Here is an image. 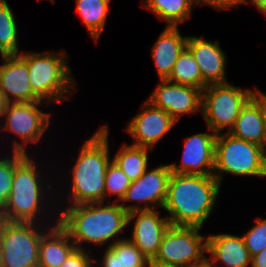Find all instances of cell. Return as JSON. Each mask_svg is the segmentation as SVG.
Returning a JSON list of instances; mask_svg holds the SVG:
<instances>
[{"mask_svg":"<svg viewBox=\"0 0 266 267\" xmlns=\"http://www.w3.org/2000/svg\"><path fill=\"white\" fill-rule=\"evenodd\" d=\"M33 157V154L30 155L15 152V170L12 188L6 204L0 210V219L7 221L35 222L40 224H56L58 222L56 211L58 210H55L57 208L55 207V204L56 202L59 203L62 199V197H60L61 195L58 196L62 185L59 186V190L58 188H55L52 185L55 183H51L48 174H45L47 173V170L44 172L42 170L44 167L40 166L42 164H38L37 157ZM56 190L58 194L54 193ZM53 199L59 200L54 201ZM48 203L50 205H48ZM50 207L55 209L49 211Z\"/></svg>","mask_w":266,"mask_h":267,"instance_id":"cell-1","label":"cell"},{"mask_svg":"<svg viewBox=\"0 0 266 267\" xmlns=\"http://www.w3.org/2000/svg\"><path fill=\"white\" fill-rule=\"evenodd\" d=\"M56 205L58 224L68 233L76 248L86 250V247H89L86 245L89 244L93 247L104 245L110 247L117 241L125 239L121 236L125 228L129 227L128 213L119 202L110 203L108 200V203L69 206L61 204L63 207L60 203Z\"/></svg>","mask_w":266,"mask_h":267,"instance_id":"cell-2","label":"cell"},{"mask_svg":"<svg viewBox=\"0 0 266 267\" xmlns=\"http://www.w3.org/2000/svg\"><path fill=\"white\" fill-rule=\"evenodd\" d=\"M108 126L102 125L85 140L73 162L74 165L68 170L70 182L66 180L64 185L70 188L67 187L69 190L63 193L67 206L105 202V176L112 160Z\"/></svg>","mask_w":266,"mask_h":267,"instance_id":"cell-3","label":"cell"},{"mask_svg":"<svg viewBox=\"0 0 266 267\" xmlns=\"http://www.w3.org/2000/svg\"><path fill=\"white\" fill-rule=\"evenodd\" d=\"M221 186L213 175L171 173L163 207L170 224L203 228L218 205Z\"/></svg>","mask_w":266,"mask_h":267,"instance_id":"cell-4","label":"cell"},{"mask_svg":"<svg viewBox=\"0 0 266 267\" xmlns=\"http://www.w3.org/2000/svg\"><path fill=\"white\" fill-rule=\"evenodd\" d=\"M44 51L28 53L22 50L19 54L27 62L33 93L50 105L70 100L78 86L66 50Z\"/></svg>","mask_w":266,"mask_h":267,"instance_id":"cell-5","label":"cell"},{"mask_svg":"<svg viewBox=\"0 0 266 267\" xmlns=\"http://www.w3.org/2000/svg\"><path fill=\"white\" fill-rule=\"evenodd\" d=\"M42 105L48 107L50 104L44 101L8 102L0 119V131H6L12 136L15 134L14 137L17 139L11 140L13 144L10 150L31 155V152L27 150L29 145L39 144L44 138L48 127L52 125L50 118L52 115L50 112L42 111Z\"/></svg>","mask_w":266,"mask_h":267,"instance_id":"cell-6","label":"cell"},{"mask_svg":"<svg viewBox=\"0 0 266 267\" xmlns=\"http://www.w3.org/2000/svg\"><path fill=\"white\" fill-rule=\"evenodd\" d=\"M52 225L1 220L2 267H39L41 238Z\"/></svg>","mask_w":266,"mask_h":267,"instance_id":"cell-7","label":"cell"},{"mask_svg":"<svg viewBox=\"0 0 266 267\" xmlns=\"http://www.w3.org/2000/svg\"><path fill=\"white\" fill-rule=\"evenodd\" d=\"M262 177V146L223 132L216 135L213 176L221 183L225 174Z\"/></svg>","mask_w":266,"mask_h":267,"instance_id":"cell-8","label":"cell"},{"mask_svg":"<svg viewBox=\"0 0 266 267\" xmlns=\"http://www.w3.org/2000/svg\"><path fill=\"white\" fill-rule=\"evenodd\" d=\"M258 91V88L243 89L233 84L209 85L202 91L201 114L207 128L214 133H223L234 127L241 108Z\"/></svg>","mask_w":266,"mask_h":267,"instance_id":"cell-9","label":"cell"},{"mask_svg":"<svg viewBox=\"0 0 266 267\" xmlns=\"http://www.w3.org/2000/svg\"><path fill=\"white\" fill-rule=\"evenodd\" d=\"M200 227L170 225L150 263L167 266L196 267L206 263L207 236Z\"/></svg>","mask_w":266,"mask_h":267,"instance_id":"cell-10","label":"cell"},{"mask_svg":"<svg viewBox=\"0 0 266 267\" xmlns=\"http://www.w3.org/2000/svg\"><path fill=\"white\" fill-rule=\"evenodd\" d=\"M170 174L169 164H160L153 169L148 167L140 178L131 181V185L119 204L127 213L136 210L163 208L167 197ZM129 201L130 204H127L126 202Z\"/></svg>","mask_w":266,"mask_h":267,"instance_id":"cell-11","label":"cell"},{"mask_svg":"<svg viewBox=\"0 0 266 267\" xmlns=\"http://www.w3.org/2000/svg\"><path fill=\"white\" fill-rule=\"evenodd\" d=\"M146 100L165 110L178 123L186 114L201 113L202 91L193 86L160 79Z\"/></svg>","mask_w":266,"mask_h":267,"instance_id":"cell-12","label":"cell"},{"mask_svg":"<svg viewBox=\"0 0 266 267\" xmlns=\"http://www.w3.org/2000/svg\"><path fill=\"white\" fill-rule=\"evenodd\" d=\"M141 111L129 121L126 132L131 136L132 145L153 149L177 122L163 109L145 100Z\"/></svg>","mask_w":266,"mask_h":267,"instance_id":"cell-13","label":"cell"},{"mask_svg":"<svg viewBox=\"0 0 266 267\" xmlns=\"http://www.w3.org/2000/svg\"><path fill=\"white\" fill-rule=\"evenodd\" d=\"M191 134L185 138L181 163H170L171 173L208 176L214 174L216 133Z\"/></svg>","mask_w":266,"mask_h":267,"instance_id":"cell-14","label":"cell"},{"mask_svg":"<svg viewBox=\"0 0 266 267\" xmlns=\"http://www.w3.org/2000/svg\"><path fill=\"white\" fill-rule=\"evenodd\" d=\"M160 213L158 208L128 213V225L133 226L129 239L150 261L157 254L163 235L171 225L168 217Z\"/></svg>","mask_w":266,"mask_h":267,"instance_id":"cell-15","label":"cell"},{"mask_svg":"<svg viewBox=\"0 0 266 267\" xmlns=\"http://www.w3.org/2000/svg\"><path fill=\"white\" fill-rule=\"evenodd\" d=\"M187 48L193 54L199 66L203 80V90L209 85L229 83L226 75L227 58L219 40H207L204 37L188 36Z\"/></svg>","mask_w":266,"mask_h":267,"instance_id":"cell-16","label":"cell"},{"mask_svg":"<svg viewBox=\"0 0 266 267\" xmlns=\"http://www.w3.org/2000/svg\"><path fill=\"white\" fill-rule=\"evenodd\" d=\"M0 89L8 102H39L30 84L27 62L20 55L1 56Z\"/></svg>","mask_w":266,"mask_h":267,"instance_id":"cell-17","label":"cell"},{"mask_svg":"<svg viewBox=\"0 0 266 267\" xmlns=\"http://www.w3.org/2000/svg\"><path fill=\"white\" fill-rule=\"evenodd\" d=\"M206 264H218L225 267H251V256L245 246L242 235L228 233L209 234L207 236Z\"/></svg>","mask_w":266,"mask_h":267,"instance_id":"cell-18","label":"cell"},{"mask_svg":"<svg viewBox=\"0 0 266 267\" xmlns=\"http://www.w3.org/2000/svg\"><path fill=\"white\" fill-rule=\"evenodd\" d=\"M188 36H182L179 26H167L158 36L151 49L156 72L160 79H167L175 62L187 47Z\"/></svg>","mask_w":266,"mask_h":267,"instance_id":"cell-19","label":"cell"},{"mask_svg":"<svg viewBox=\"0 0 266 267\" xmlns=\"http://www.w3.org/2000/svg\"><path fill=\"white\" fill-rule=\"evenodd\" d=\"M242 140L264 146L263 92L258 91L241 108L229 132Z\"/></svg>","mask_w":266,"mask_h":267,"instance_id":"cell-20","label":"cell"},{"mask_svg":"<svg viewBox=\"0 0 266 267\" xmlns=\"http://www.w3.org/2000/svg\"><path fill=\"white\" fill-rule=\"evenodd\" d=\"M75 248L68 233L57 222L42 235L39 267H60Z\"/></svg>","mask_w":266,"mask_h":267,"instance_id":"cell-21","label":"cell"},{"mask_svg":"<svg viewBox=\"0 0 266 267\" xmlns=\"http://www.w3.org/2000/svg\"><path fill=\"white\" fill-rule=\"evenodd\" d=\"M141 6L167 26H179L192 16L193 0H141Z\"/></svg>","mask_w":266,"mask_h":267,"instance_id":"cell-22","label":"cell"},{"mask_svg":"<svg viewBox=\"0 0 266 267\" xmlns=\"http://www.w3.org/2000/svg\"><path fill=\"white\" fill-rule=\"evenodd\" d=\"M149 148L123 143L113 154L112 161L127 175L131 181L140 178L149 167Z\"/></svg>","mask_w":266,"mask_h":267,"instance_id":"cell-23","label":"cell"},{"mask_svg":"<svg viewBox=\"0 0 266 267\" xmlns=\"http://www.w3.org/2000/svg\"><path fill=\"white\" fill-rule=\"evenodd\" d=\"M111 0H76V11L95 43L103 33Z\"/></svg>","mask_w":266,"mask_h":267,"instance_id":"cell-24","label":"cell"},{"mask_svg":"<svg viewBox=\"0 0 266 267\" xmlns=\"http://www.w3.org/2000/svg\"><path fill=\"white\" fill-rule=\"evenodd\" d=\"M15 16L7 0H0V54L19 55L18 29Z\"/></svg>","mask_w":266,"mask_h":267,"instance_id":"cell-25","label":"cell"},{"mask_svg":"<svg viewBox=\"0 0 266 267\" xmlns=\"http://www.w3.org/2000/svg\"><path fill=\"white\" fill-rule=\"evenodd\" d=\"M167 79L171 82L193 86L203 91V80L199 66L187 47L178 57Z\"/></svg>","mask_w":266,"mask_h":267,"instance_id":"cell-26","label":"cell"},{"mask_svg":"<svg viewBox=\"0 0 266 267\" xmlns=\"http://www.w3.org/2000/svg\"><path fill=\"white\" fill-rule=\"evenodd\" d=\"M130 185L131 180L111 160L105 176V201L108 202L109 196L113 195L116 196L113 202H120Z\"/></svg>","mask_w":266,"mask_h":267,"instance_id":"cell-27","label":"cell"},{"mask_svg":"<svg viewBox=\"0 0 266 267\" xmlns=\"http://www.w3.org/2000/svg\"><path fill=\"white\" fill-rule=\"evenodd\" d=\"M119 240L110 247L120 254L121 267H149L150 260L128 238Z\"/></svg>","mask_w":266,"mask_h":267,"instance_id":"cell-28","label":"cell"},{"mask_svg":"<svg viewBox=\"0 0 266 267\" xmlns=\"http://www.w3.org/2000/svg\"><path fill=\"white\" fill-rule=\"evenodd\" d=\"M15 170V152L11 155L8 153L5 156L0 154V210L6 204L13 182Z\"/></svg>","mask_w":266,"mask_h":267,"instance_id":"cell-29","label":"cell"},{"mask_svg":"<svg viewBox=\"0 0 266 267\" xmlns=\"http://www.w3.org/2000/svg\"><path fill=\"white\" fill-rule=\"evenodd\" d=\"M255 225L242 235L250 256L266 248V218L257 217Z\"/></svg>","mask_w":266,"mask_h":267,"instance_id":"cell-30","label":"cell"},{"mask_svg":"<svg viewBox=\"0 0 266 267\" xmlns=\"http://www.w3.org/2000/svg\"><path fill=\"white\" fill-rule=\"evenodd\" d=\"M89 249L75 248L60 267H97Z\"/></svg>","mask_w":266,"mask_h":267,"instance_id":"cell-31","label":"cell"},{"mask_svg":"<svg viewBox=\"0 0 266 267\" xmlns=\"http://www.w3.org/2000/svg\"><path fill=\"white\" fill-rule=\"evenodd\" d=\"M102 254L101 260L98 259L99 263L95 256L94 265L99 264L98 267H121L120 254H117L111 247H106Z\"/></svg>","mask_w":266,"mask_h":267,"instance_id":"cell-32","label":"cell"},{"mask_svg":"<svg viewBox=\"0 0 266 267\" xmlns=\"http://www.w3.org/2000/svg\"><path fill=\"white\" fill-rule=\"evenodd\" d=\"M194 6L207 5L218 11H226L231 8H238L236 0H193Z\"/></svg>","mask_w":266,"mask_h":267,"instance_id":"cell-33","label":"cell"},{"mask_svg":"<svg viewBox=\"0 0 266 267\" xmlns=\"http://www.w3.org/2000/svg\"><path fill=\"white\" fill-rule=\"evenodd\" d=\"M251 267H266V248L251 257Z\"/></svg>","mask_w":266,"mask_h":267,"instance_id":"cell-34","label":"cell"},{"mask_svg":"<svg viewBox=\"0 0 266 267\" xmlns=\"http://www.w3.org/2000/svg\"><path fill=\"white\" fill-rule=\"evenodd\" d=\"M252 3L262 14L266 13V0H239L238 7L242 4Z\"/></svg>","mask_w":266,"mask_h":267,"instance_id":"cell-35","label":"cell"},{"mask_svg":"<svg viewBox=\"0 0 266 267\" xmlns=\"http://www.w3.org/2000/svg\"><path fill=\"white\" fill-rule=\"evenodd\" d=\"M7 104H8V101L6 100L4 93L0 89V119L2 118L3 113L6 110Z\"/></svg>","mask_w":266,"mask_h":267,"instance_id":"cell-36","label":"cell"},{"mask_svg":"<svg viewBox=\"0 0 266 267\" xmlns=\"http://www.w3.org/2000/svg\"><path fill=\"white\" fill-rule=\"evenodd\" d=\"M264 145H266V93L263 92Z\"/></svg>","mask_w":266,"mask_h":267,"instance_id":"cell-37","label":"cell"},{"mask_svg":"<svg viewBox=\"0 0 266 267\" xmlns=\"http://www.w3.org/2000/svg\"><path fill=\"white\" fill-rule=\"evenodd\" d=\"M262 177H266V145L262 147Z\"/></svg>","mask_w":266,"mask_h":267,"instance_id":"cell-38","label":"cell"},{"mask_svg":"<svg viewBox=\"0 0 266 267\" xmlns=\"http://www.w3.org/2000/svg\"><path fill=\"white\" fill-rule=\"evenodd\" d=\"M149 267H179V266H167V265H161L156 263H150Z\"/></svg>","mask_w":266,"mask_h":267,"instance_id":"cell-39","label":"cell"},{"mask_svg":"<svg viewBox=\"0 0 266 267\" xmlns=\"http://www.w3.org/2000/svg\"><path fill=\"white\" fill-rule=\"evenodd\" d=\"M0 267H2V258H1V219H0Z\"/></svg>","mask_w":266,"mask_h":267,"instance_id":"cell-40","label":"cell"},{"mask_svg":"<svg viewBox=\"0 0 266 267\" xmlns=\"http://www.w3.org/2000/svg\"><path fill=\"white\" fill-rule=\"evenodd\" d=\"M207 265L208 267H219L218 264H207ZM220 267H225V266L220 265Z\"/></svg>","mask_w":266,"mask_h":267,"instance_id":"cell-41","label":"cell"},{"mask_svg":"<svg viewBox=\"0 0 266 267\" xmlns=\"http://www.w3.org/2000/svg\"><path fill=\"white\" fill-rule=\"evenodd\" d=\"M196 267H208V265L206 263H204V264L196 266Z\"/></svg>","mask_w":266,"mask_h":267,"instance_id":"cell-42","label":"cell"},{"mask_svg":"<svg viewBox=\"0 0 266 267\" xmlns=\"http://www.w3.org/2000/svg\"><path fill=\"white\" fill-rule=\"evenodd\" d=\"M39 1V0H38ZM52 4L56 3V0H49Z\"/></svg>","mask_w":266,"mask_h":267,"instance_id":"cell-43","label":"cell"}]
</instances>
